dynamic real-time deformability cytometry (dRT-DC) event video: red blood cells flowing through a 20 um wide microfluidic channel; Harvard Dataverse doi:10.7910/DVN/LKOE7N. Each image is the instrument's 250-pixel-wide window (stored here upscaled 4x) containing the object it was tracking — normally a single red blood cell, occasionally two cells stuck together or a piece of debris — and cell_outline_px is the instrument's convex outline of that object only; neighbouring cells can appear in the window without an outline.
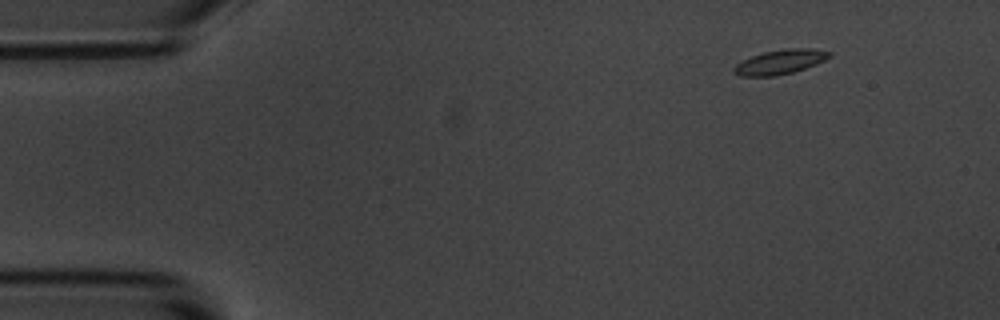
{"species": "common noctule bat (a hibernating species)", "species_latin": "Nyctalus noctula", "temperature_condition": "room temperature", "stored_images_in_passage": 50, "camera_frame_rate_fps": 3000, "um_per_image_px": 0.085, "animal": {"sex": "male", "body_mass_g": 20.1, "forearm_length_mm": 53.5}, "frame": {"image": 1, "passage_image": 1, "time_ms": 0.0, "image_size_px": [1000, 320], "cell_outline_px": [[832, 56], [816, 64], [792, 72], [772, 76], [740, 76], [732, 72], [732, 68], [736, 64], [752, 56], [764, 52], [784, 48], [812, 48], [832, 52]], "centroid_in_image_um": [66.31, 5.25], "position_along_channel_um": 18.7, "area_um2": 13.58}}
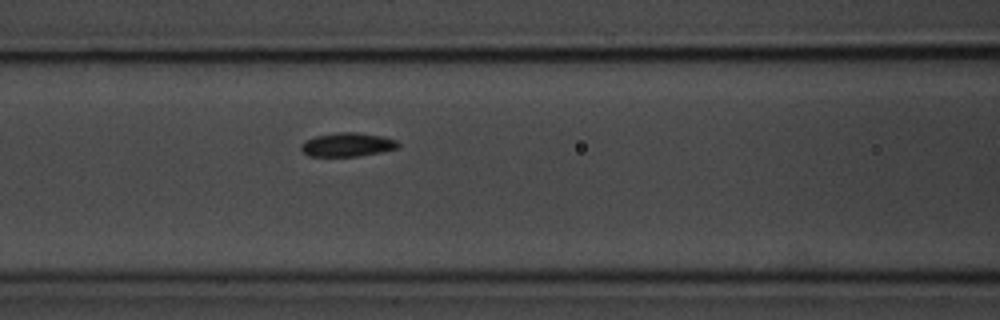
{"frame": {"image": 2, "passage_image": 18, "time_ms": 5.667, "image_size_px": [1000, 320], "cell_outline_px": [[400, 148], [360, 156], [308, 156], [300, 148], [300, 144], [304, 140], [316, 136], [336, 132], [356, 132], [380, 136], [396, 140], [400, 144]], "centroid_in_image_um": [29.52, 12.29], "position_along_channel_um": 137.1, "area_um2": 13.53}}
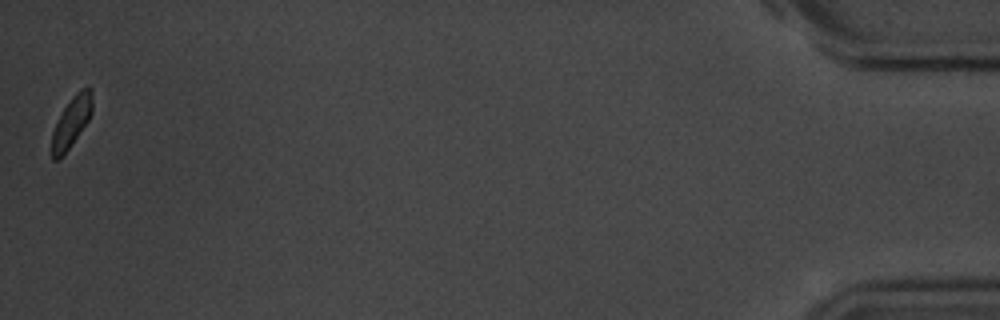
{"frame": {"image": 3, "passage_image": 50, "time_ms": 16.333, "image_size_px": [1000, 320], "cell_outline_px": [[92, 112], [88, 120], [60, 160], [52, 160], [52, 132], [64, 108], [72, 96], [80, 88], [88, 84], [92, 88]], "centroid_in_image_um": [6.1, 10.31], "position_along_channel_um": 429.1, "area_um2": 11.85}, "authors_computed_cell_mechanics": {"area_um2": 13.4096, "velocity_mm_per_s": 3.6276, "shape_relaxation_time_tau1_ms": 4.5408, "shape_relaxation_time_tau2_ms": null, "deformation_change_tau1": 0.1295, "deformation_change_tau2": null}}